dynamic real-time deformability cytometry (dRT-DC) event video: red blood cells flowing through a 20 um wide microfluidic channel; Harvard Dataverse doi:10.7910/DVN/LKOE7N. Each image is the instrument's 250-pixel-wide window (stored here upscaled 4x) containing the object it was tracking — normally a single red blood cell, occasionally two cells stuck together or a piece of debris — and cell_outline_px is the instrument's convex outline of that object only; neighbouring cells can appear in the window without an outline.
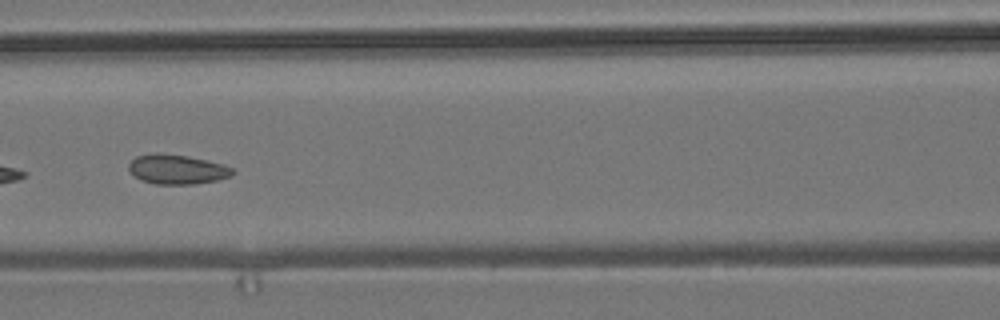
{"species": "common noctule bat (a hibernating species)", "species_latin": "Nyctalus noctula", "temperature_condition": "room temperature", "stored_images_in_passage": 15, "camera_frame_rate_fps": 3000, "um_per_image_px": 0.085, "animal": {"sex": "male", "body_mass_g": 19.2, "forearm_length_mm": 51.8}, "frame": {"image": 1, "passage_image": 7, "time_ms": 8.0, "image_size_px": [1000, 320], "cell_outline_px": [[236, 172], [232, 176], [216, 180], [192, 184], [156, 184], [140, 180], [128, 168], [128, 164], [136, 156], [156, 152], [160, 152], [188, 156], [224, 164], [232, 168]], "centroid_in_image_um": [15.06, 14.38], "position_along_channel_um": 151.5, "area_um2": 17.98}}
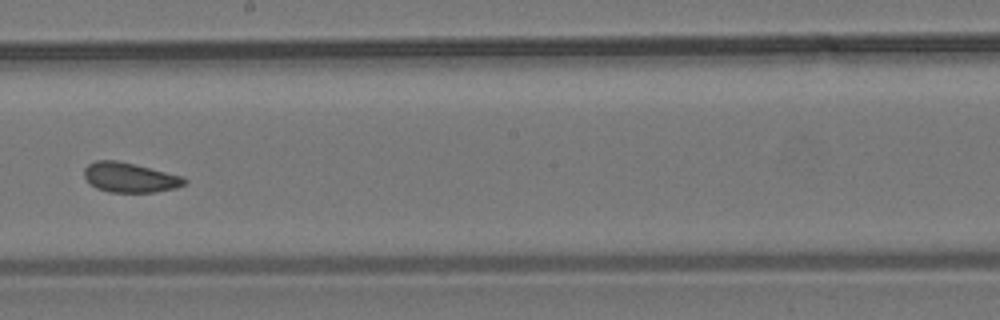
{"frame": {"image": 2, "passage_image": 9, "time_ms": 10.333, "image_size_px": [1000, 320], "cell_outline_px": [[188, 180], [184, 184], [176, 188], [156, 192], [108, 192], [96, 188], [84, 176], [84, 168], [88, 164], [96, 160], [116, 160], [184, 176]], "centroid_in_image_um": [11.05, 15.09], "position_along_channel_um": 237.1, "area_um2": 17.34}}
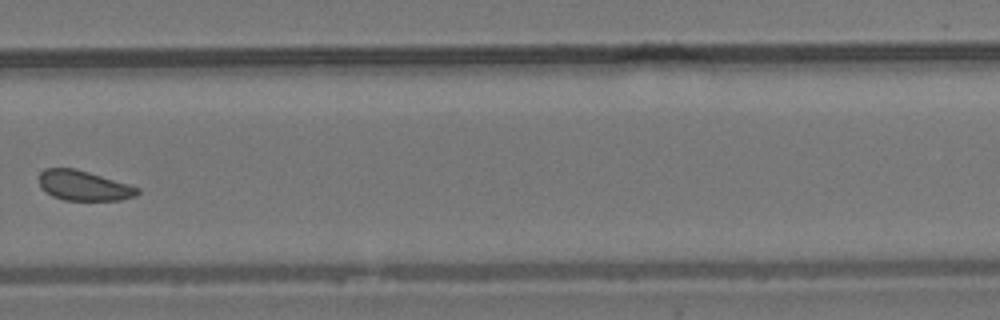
{"frame": {"image": 3, "passage_image": 11, "time_ms": 12.667, "image_size_px": [1000, 320], "cell_outline_px": [[140, 192], [136, 196], [120, 200], [64, 200], [52, 196], [44, 192], [40, 188], [40, 172], [44, 168], [76, 168], [128, 184], [140, 188]], "centroid_in_image_um": [7.1, 15.78], "position_along_channel_um": 322.7, "area_um2": 17.28}, "authors_computed_cell_mechanics": {"area_um2": 17.8602, "velocity_mm_per_s": 3.6898, "shape_relaxation_time_tau1_ms": 0.9611, "shape_relaxation_time_tau2_ms": 9.5332, "deformation_change_tau1": 0.0228, "deformation_change_tau2": 0.0874}}